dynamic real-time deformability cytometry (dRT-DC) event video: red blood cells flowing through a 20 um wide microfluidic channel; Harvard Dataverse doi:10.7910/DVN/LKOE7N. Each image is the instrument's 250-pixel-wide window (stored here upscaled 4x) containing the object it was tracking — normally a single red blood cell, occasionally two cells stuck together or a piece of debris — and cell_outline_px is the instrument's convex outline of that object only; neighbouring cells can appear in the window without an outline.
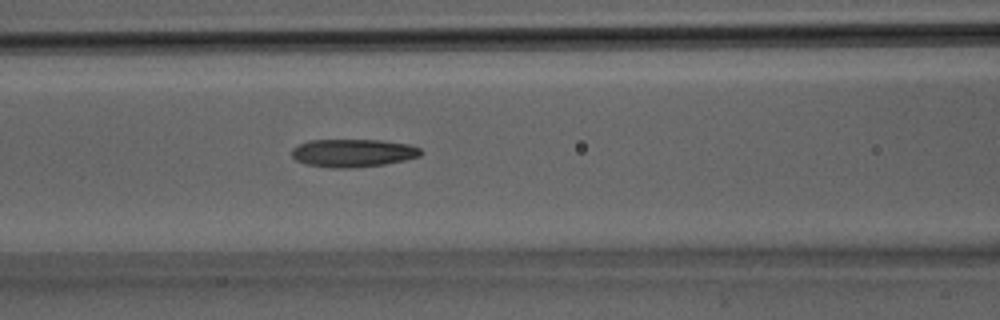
{"species": "Egyptian fruit bat (a non-hibernating species)", "species_latin": "Rousettus aegyptiacus", "temperature_condition": "room temperature", "stored_images_in_passage": 14, "camera_frame_rate_fps": 3000, "um_per_image_px": 0.085, "animal": {"sex": "male"}, "frame": {"image": 1, "passage_image": 12, "time_ms": 3.667, "image_size_px": [1000, 320], "cell_outline_px": [[424, 152], [420, 156], [404, 160], [384, 164], [352, 168], [332, 168], [308, 164], [296, 160], [292, 156], [292, 148], [308, 140], [384, 140], [408, 144], [420, 148]], "centroid_in_image_um": [30.03, 13.0], "position_along_channel_um": 136.6, "area_um2": 21.04}}
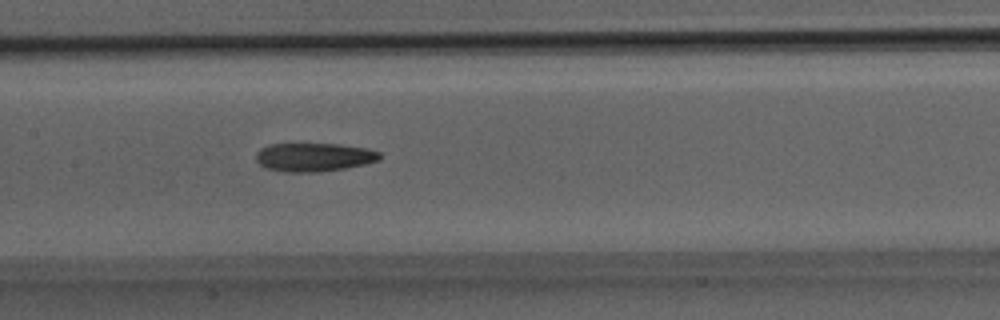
{"frame": {"image": 2, "passage_image": 14, "time_ms": 4.333, "image_size_px": [1000, 320], "cell_outline_px": [[380, 160], [364, 164], [344, 168], [316, 172], [284, 172], [264, 168], [256, 160], [256, 152], [260, 148], [268, 144], [340, 144], [364, 148], [380, 152]], "centroid_in_image_um": [26.64, 13.36], "position_along_channel_um": 180.8, "area_um2": 20.58}}